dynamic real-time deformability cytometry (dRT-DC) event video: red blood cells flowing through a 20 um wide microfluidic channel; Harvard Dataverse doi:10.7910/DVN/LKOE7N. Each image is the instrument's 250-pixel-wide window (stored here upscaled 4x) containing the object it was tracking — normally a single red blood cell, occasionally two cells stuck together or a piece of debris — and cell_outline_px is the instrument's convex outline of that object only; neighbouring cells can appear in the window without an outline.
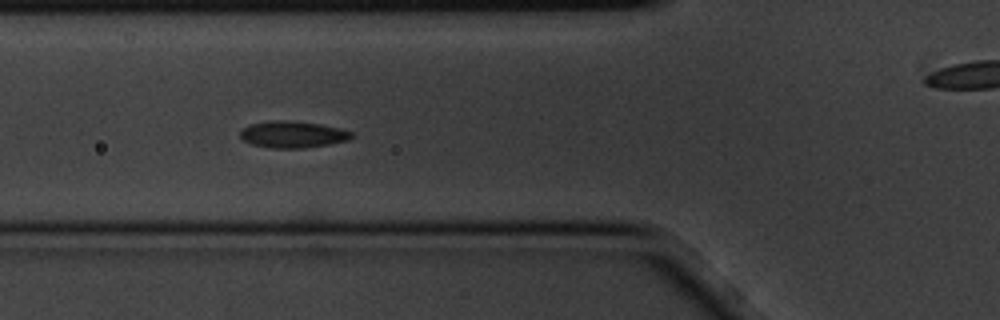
{"species": "common noctule bat (a hibernating species)", "species_latin": "Nyctalus noctula", "temperature_condition": "cold", "stored_images_in_passage": 6, "segment_of_instrument_passage": [1, 2], "camera_frame_rate_fps": 3000, "um_per_image_px": 0.085, "animal": {"sex": "male", "body_mass_g": 20.1, "forearm_length_mm": 53.5}, "frame": {"image": 1, "passage_image": 3, "time_ms": 0.667, "image_size_px": [1000, 320], "cell_outline_px": [[352, 136], [348, 140], [328, 144], [304, 148], [268, 148], [252, 144], [244, 140], [240, 136], [240, 132], [248, 124], [268, 120], [292, 120], [320, 124], [340, 128], [352, 132]], "centroid_in_image_um": [24.85, 11.41], "position_along_channel_um": 101.0, "area_um2": 17.4}}
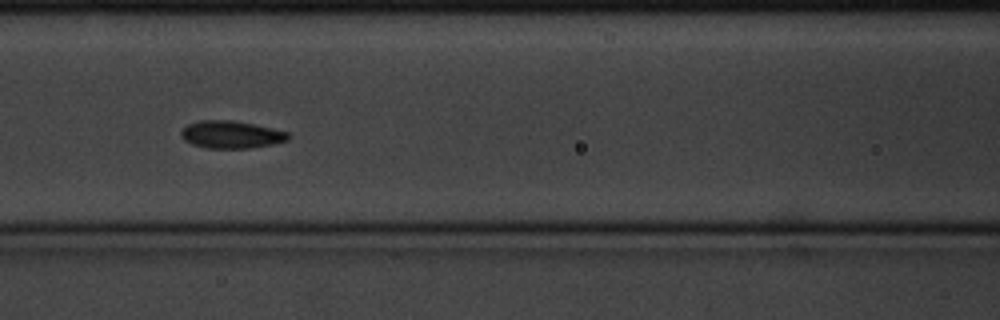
{"frame": {"image": 2, "passage_image": 4, "time_ms": 1.0, "image_size_px": [1000, 320], "cell_outline_px": [[292, 136], [288, 140], [272, 144], [248, 148], [208, 148], [192, 144], [184, 140], [180, 136], [180, 132], [188, 124], [200, 120], [232, 120], [252, 124], [288, 132]], "centroid_in_image_um": [19.64, 11.44], "position_along_channel_um": 147.0, "area_um2": 17.05}}
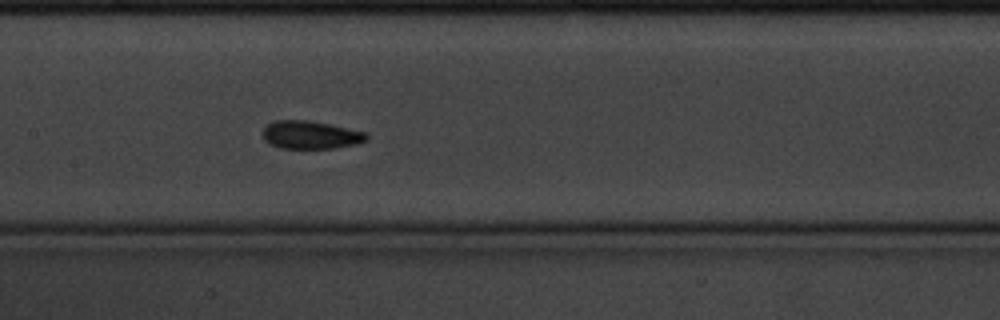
{"frame": {"image": 3, "passage_image": 5, "time_ms": 1.333, "image_size_px": [1000, 320], "cell_outline_px": [[368, 140], [356, 144], [332, 148], [280, 148], [268, 144], [264, 140], [264, 128], [272, 120], [308, 120], [328, 124], [364, 132], [368, 136]], "centroid_in_image_um": [26.36, 11.47], "position_along_channel_um": 181.0, "area_um2": 16.82}}